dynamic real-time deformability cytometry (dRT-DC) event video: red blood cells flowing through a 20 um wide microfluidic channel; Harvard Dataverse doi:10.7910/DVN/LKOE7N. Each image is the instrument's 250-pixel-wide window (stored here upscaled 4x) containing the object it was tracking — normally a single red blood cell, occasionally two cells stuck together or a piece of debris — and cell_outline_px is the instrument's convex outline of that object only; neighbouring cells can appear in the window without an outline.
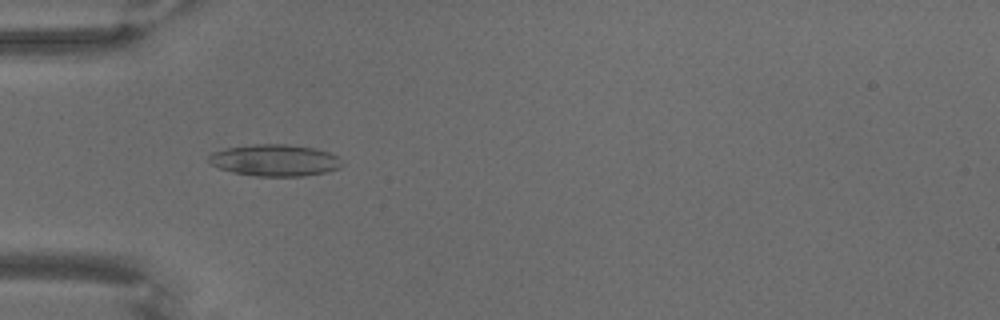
{"species": "common noctule bat (a hibernating species)", "species_latin": "Nyctalus noctula", "temperature_condition": "warm", "stored_images_in_passage": 70, "camera_frame_rate_fps": 3000, "um_per_image_px": 0.085, "animal": {"sex": "male", "body_mass_g": 18.8}, "frame": {"image": 1, "passage_image": 23, "time_ms": 7.333, "image_size_px": [1000, 320], "cell_outline_px": [[344, 164], [340, 168], [328, 172], [304, 176], [256, 176], [232, 172], [220, 168], [212, 164], [208, 160], [208, 156], [212, 152], [224, 148], [252, 144], [284, 144], [312, 148], [328, 152], [340, 156]], "centroid_in_image_um": [23.39, 13.62], "position_along_channel_um": 61.6, "area_um2": 24.8}}
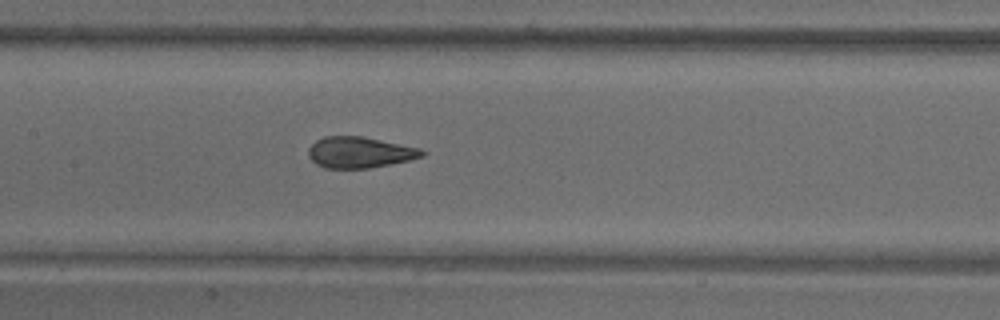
{"frame": {"image": 2, "passage_image": 35, "time_ms": 11.333, "image_size_px": [1000, 320], "cell_outline_px": [[428, 152], [424, 156], [408, 160], [368, 168], [324, 168], [316, 164], [308, 156], [308, 148], [316, 140], [324, 136], [364, 136], [420, 148]], "centroid_in_image_um": [30.57, 12.94], "position_along_channel_um": 176.8, "area_um2": 20.63}}
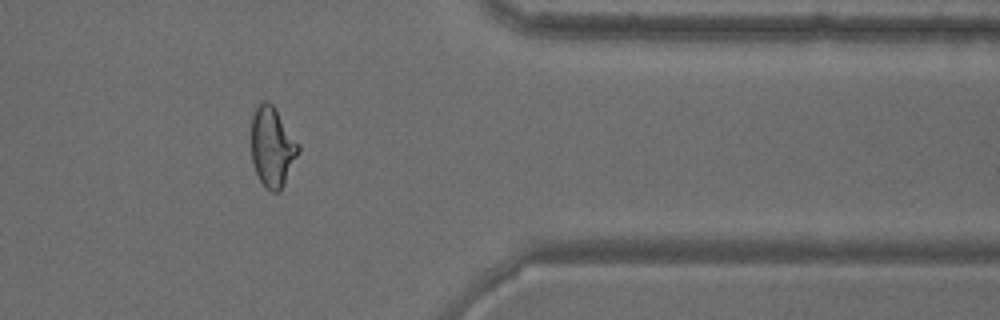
{"frame": {"image": 3, "passage_image": 58, "time_ms": 19.0, "image_size_px": [1000, 320], "cell_outline_px": [[300, 152], [280, 192], [272, 192], [264, 188], [252, 164], [252, 112], [264, 100], [268, 100], [272, 104], [300, 144]], "centroid_in_image_um": [23.16, 12.51], "position_along_channel_um": 388.2, "area_um2": 22.08}}